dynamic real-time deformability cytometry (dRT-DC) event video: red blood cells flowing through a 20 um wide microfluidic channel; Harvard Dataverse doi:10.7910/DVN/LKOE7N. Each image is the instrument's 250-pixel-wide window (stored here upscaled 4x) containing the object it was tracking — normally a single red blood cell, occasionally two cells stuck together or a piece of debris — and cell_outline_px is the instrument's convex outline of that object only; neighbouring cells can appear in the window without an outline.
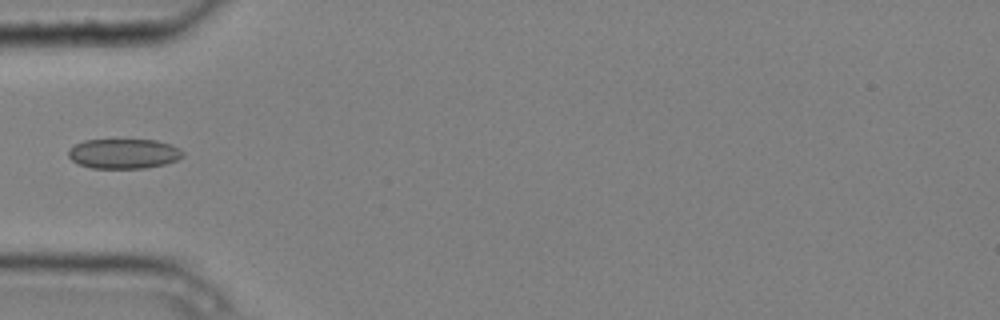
{"species": "common noctule bat (a hibernating species)", "species_latin": "Nyctalus noctula", "temperature_condition": "cold", "stored_images_in_passage": 8, "camera_frame_rate_fps": 3000, "um_per_image_px": 0.085, "animal": {"sex": "male", "body_mass_g": 20.4}, "frame": {"image": 1, "passage_image": 5, "time_ms": 1.333, "image_size_px": [1000, 320], "cell_outline_px": [[184, 156], [176, 160], [164, 164], [144, 168], [92, 168], [80, 164], [72, 160], [68, 156], [68, 148], [84, 140], [156, 140], [172, 144], [180, 148], [184, 152]], "centroid_in_image_um": [10.53, 13.05], "position_along_channel_um": 74.5, "area_um2": 19.94}}
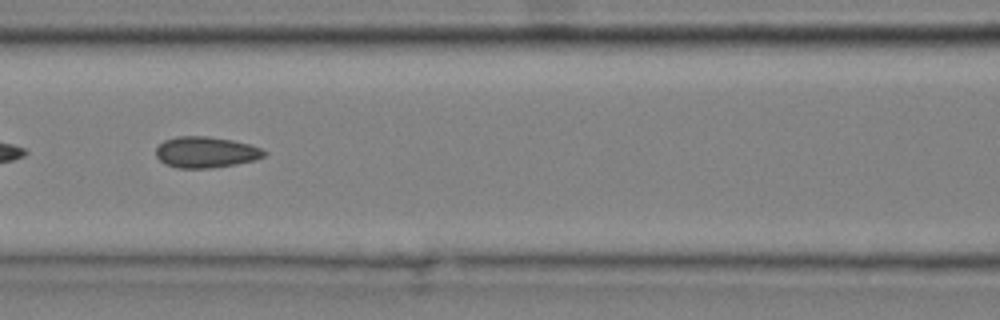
{"frame": {"image": 2, "passage_image": 7, "time_ms": 2.0, "image_size_px": [1000, 320], "cell_outline_px": [[268, 152], [264, 156], [256, 160], [236, 164], [212, 168], [176, 168], [164, 164], [156, 156], [156, 148], [164, 140], [176, 136], [208, 136], [232, 140], [248, 144], [260, 148]], "centroid_in_image_um": [17.48, 12.94], "position_along_channel_um": 149.1, "area_um2": 19.71}}
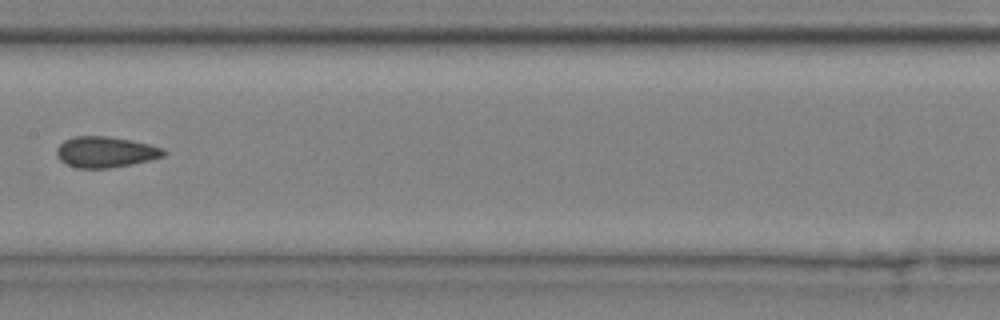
{"frame": {"image": 3, "passage_image": 8, "time_ms": 2.333, "image_size_px": [1000, 320], "cell_outline_px": [[168, 152], [164, 156], [152, 160], [132, 164], [108, 168], [76, 168], [60, 160], [56, 156], [56, 148], [64, 140], [72, 136], [108, 136], [132, 140], [164, 148]], "centroid_in_image_um": [8.98, 12.91], "position_along_channel_um": 198.4, "area_um2": 19.48}}